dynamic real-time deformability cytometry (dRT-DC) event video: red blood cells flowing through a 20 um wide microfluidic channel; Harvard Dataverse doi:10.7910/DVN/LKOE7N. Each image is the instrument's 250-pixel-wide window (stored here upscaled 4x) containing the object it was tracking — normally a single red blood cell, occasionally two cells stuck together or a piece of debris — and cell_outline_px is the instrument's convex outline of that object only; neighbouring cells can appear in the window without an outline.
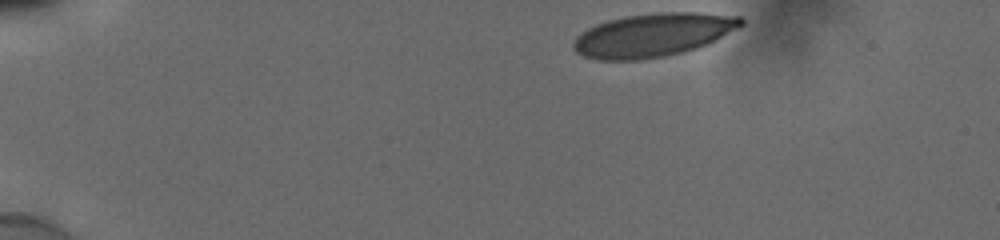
{"species": "human", "species_latin": "Homo sapiens", "temperature_condition": "cold", "stored_images_in_passage": 38, "camera_frame_rate_fps": 3000, "um_per_image_px": 0.085, "donor": {"sex": "male"}, "frame": {"image": 1, "passage_image": 1, "time_ms": 0.0, "image_size_px": [1000, 240], "cell_outline_px": [[744, 24], [708, 44], [696, 48], [664, 56], [636, 60], [600, 60], [584, 56], [576, 52], [572, 48], [572, 44], [576, 36], [588, 28], [596, 24], [608, 20], [624, 16], [660, 12], [696, 12], [740, 16], [744, 20]], "centroid_in_image_um": [55.49, 2.96], "position_along_channel_um": 29.5, "area_um2": 42.31}}
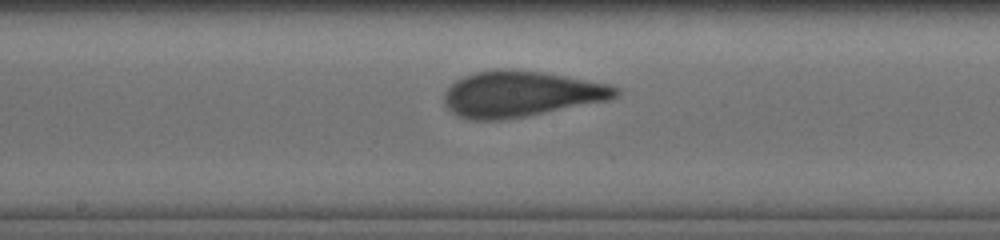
{"frame": {"image": 2, "passage_image": 22, "time_ms": 7.0, "image_size_px": [1000, 240], "cell_outline_px": [[620, 92], [616, 96], [608, 100], [524, 116], [500, 120], [472, 120], [460, 116], [452, 112], [444, 104], [444, 92], [456, 80], [464, 76], [476, 72], [500, 68], [512, 68], [540, 72], [564, 76], [608, 84], [620, 88]], "centroid_in_image_um": [44.24, 7.97], "position_along_channel_um": 204.0, "area_um2": 45.43}}
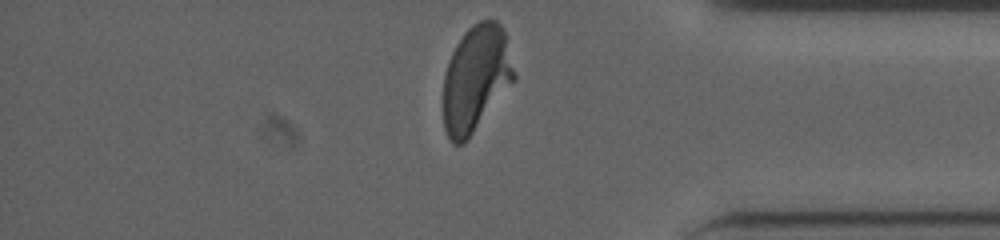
{"frame": {"image": 3, "passage_image": 38, "time_ms": 12.333, "image_size_px": [1000, 240], "cell_outline_px": [[516, 76], [464, 144], [452, 144], [444, 128], [444, 76], [452, 52], [456, 44], [464, 32], [472, 24], [480, 20], [496, 20], [500, 24], [504, 32]], "centroid_in_image_um": [40.42, 6.66], "position_along_channel_um": 394.8, "area_um2": 43.06}, "authors_computed_cell_mechanics": {"area_um2": 44.7083, "velocity_mm_per_s": 3.8484, "shape_relaxation_time_tau1_ms": 4.1385, "shape_relaxation_time_tau2_ms": null, "deformation_change_tau1": 0.1868, "deformation_change_tau2": null}}